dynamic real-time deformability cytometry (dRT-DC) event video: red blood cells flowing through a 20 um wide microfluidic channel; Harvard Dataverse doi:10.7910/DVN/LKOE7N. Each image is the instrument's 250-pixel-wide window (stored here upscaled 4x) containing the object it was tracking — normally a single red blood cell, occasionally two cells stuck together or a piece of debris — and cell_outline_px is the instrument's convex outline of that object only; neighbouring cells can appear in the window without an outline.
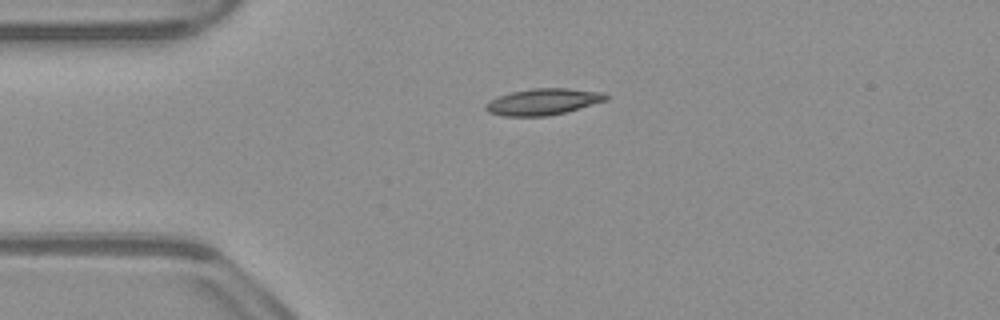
{"species": "common noctule bat (a hibernating species)", "species_latin": "Nyctalus noctula", "temperature_condition": "warm", "stored_images_in_passage": 41, "camera_frame_rate_fps": 3000, "um_per_image_px": 0.085, "animal": {"sex": "male", "body_mass_g": 23.1, "forearm_length_mm": 52.7}, "frame": {"image": 1, "passage_image": 1, "time_ms": 0.0, "image_size_px": [1000, 320], "cell_outline_px": [[608, 100], [564, 112], [548, 116], [504, 116], [488, 112], [484, 108], [484, 104], [488, 100], [512, 92], [532, 88], [568, 88], [604, 92], [608, 96]], "centroid_in_image_um": [46.15, 8.64], "position_along_channel_um": 38.9, "area_um2": 18.5}}
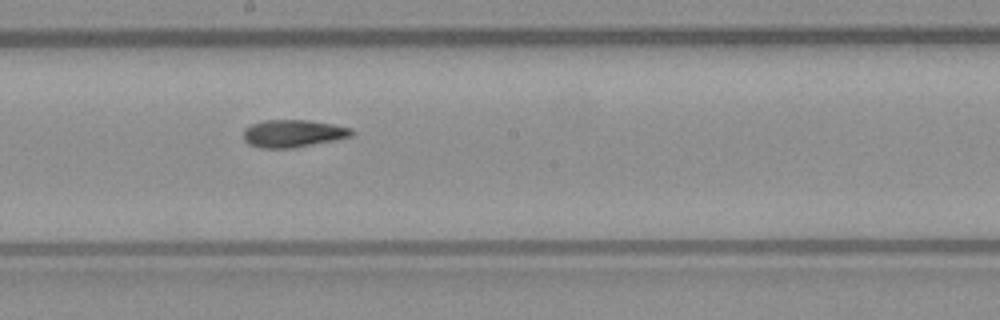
{"frame": {"image": 2, "passage_image": 17, "time_ms": 5.333, "image_size_px": [1000, 320], "cell_outline_px": [[356, 132], [352, 136], [292, 148], [260, 148], [248, 144], [244, 140], [244, 128], [252, 124], [264, 120], [308, 120], [332, 124], [352, 128]], "centroid_in_image_um": [24.9, 11.34], "position_along_channel_um": 223.3, "area_um2": 17.28}}
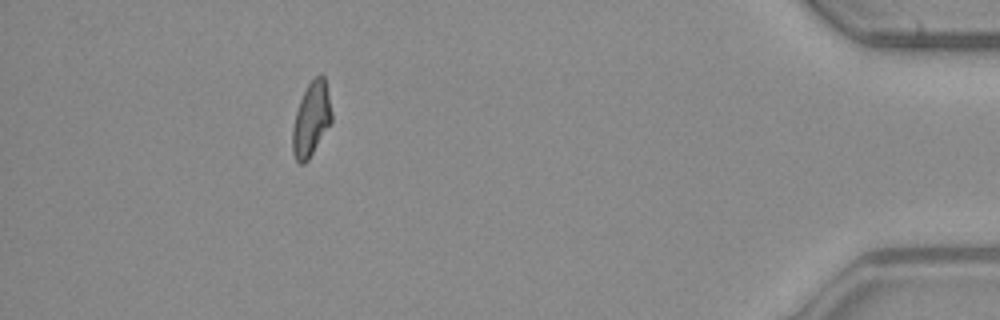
{"frame": {"image": 3, "passage_image": 36, "time_ms": 11.667, "image_size_px": [1000, 320], "cell_outline_px": [[332, 120], [308, 160], [304, 164], [300, 164], [296, 160], [292, 152], [292, 128], [296, 112], [300, 100], [308, 84], [320, 72], [324, 76], [332, 112]], "centroid_in_image_um": [26.44, 10.13], "position_along_channel_um": 408.8, "area_um2": 16.7}, "authors_computed_cell_mechanics": {"area_um2": 17.2822, "velocity_mm_per_s": 3.9313, "shape_relaxation_time_tau1_ms": null, "shape_relaxation_time_tau2_ms": 3.0592, "deformation_change_tau1": null, "deformation_change_tau2": 0.0857}}